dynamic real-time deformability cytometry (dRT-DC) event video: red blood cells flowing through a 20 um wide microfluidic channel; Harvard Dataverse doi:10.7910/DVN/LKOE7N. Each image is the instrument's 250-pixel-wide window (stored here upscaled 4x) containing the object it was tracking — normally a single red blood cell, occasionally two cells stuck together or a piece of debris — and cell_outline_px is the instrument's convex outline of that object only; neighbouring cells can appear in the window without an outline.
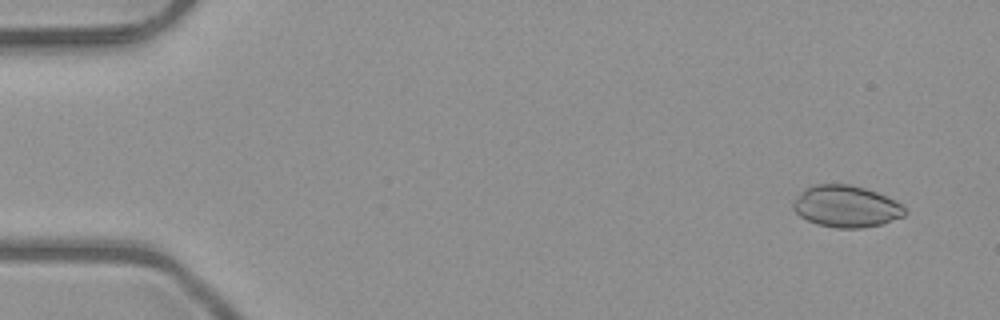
{"species": "common noctule bat (a hibernating species)", "species_latin": "Nyctalus noctula", "temperature_condition": "room temperature", "stored_images_in_passage": 49, "camera_frame_rate_fps": 3000, "um_per_image_px": 0.085, "animal": {"sex": "male", "body_mass_g": 23.1, "forearm_length_mm": 52.7}, "frame": {"image": 1, "passage_image": 1, "time_ms": 0.0, "image_size_px": [1000, 320], "cell_outline_px": [[908, 212], [904, 216], [880, 224], [864, 228], [836, 228], [816, 224], [800, 216], [792, 208], [792, 204], [800, 192], [804, 188], [816, 184], [848, 184], [864, 188], [876, 192], [900, 204]], "centroid_in_image_um": [71.89, 17.55], "position_along_channel_um": 13.1, "area_um2": 26.99}}
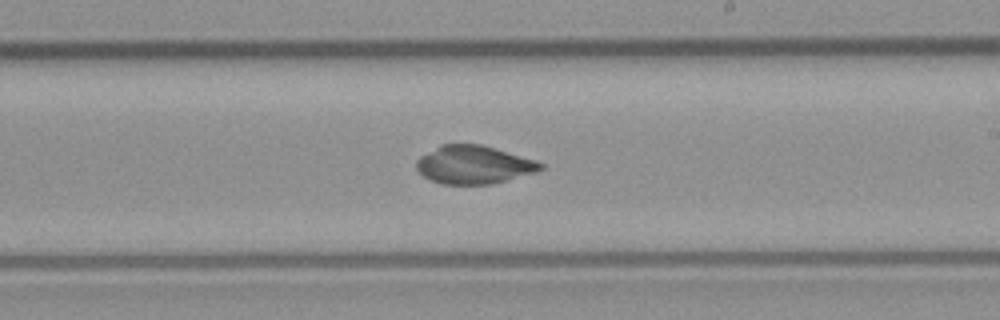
{"frame": {"image": 2, "passage_image": 28, "time_ms": 9.0, "image_size_px": [1000, 320], "cell_outline_px": [[544, 168], [536, 172], [508, 180], [492, 184], [440, 184], [424, 176], [416, 168], [416, 160], [420, 156], [440, 144], [480, 144], [536, 160], [544, 164]], "centroid_in_image_um": [40.27, 14.0], "position_along_channel_um": 248.7, "area_um2": 27.63}}
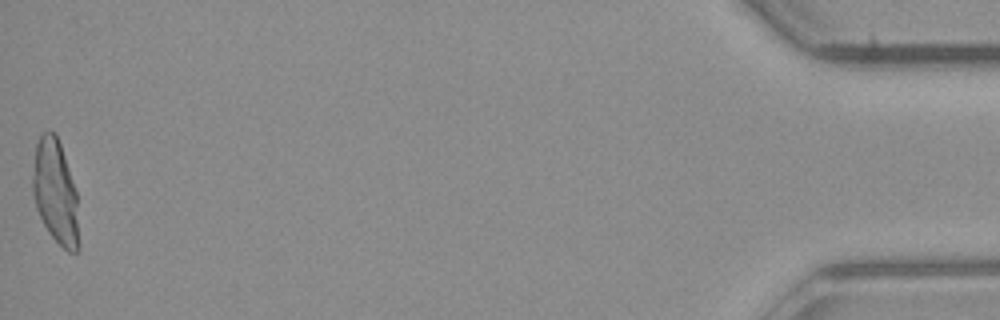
{"frame": {"image": 3, "passage_image": 49, "time_ms": 16.0, "image_size_px": [1000, 320], "cell_outline_px": [[80, 248], [76, 252], [68, 252], [48, 232], [36, 208], [32, 192], [32, 176], [36, 144], [40, 136], [44, 132], [56, 132], [76, 192], [80, 244]], "centroid_in_image_um": [4.71, 16.36], "position_along_channel_um": 430.5, "area_um2": 27.92}, "authors_computed_cell_mechanics": {"area_um2": 28.1486, "velocity_mm_per_s": 4.0385, "shape_relaxation_time_tau1_ms": null, "shape_relaxation_time_tau2_ms": 2.1693, "deformation_change_tau1": null, "deformation_change_tau2": 0.0431}}